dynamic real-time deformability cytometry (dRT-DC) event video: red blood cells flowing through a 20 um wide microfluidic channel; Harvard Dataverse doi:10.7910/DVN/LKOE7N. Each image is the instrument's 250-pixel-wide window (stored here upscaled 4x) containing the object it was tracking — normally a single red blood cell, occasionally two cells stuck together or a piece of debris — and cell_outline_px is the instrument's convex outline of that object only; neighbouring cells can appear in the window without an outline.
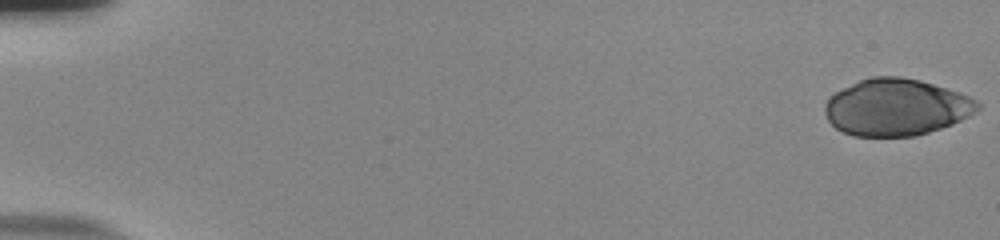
{"species": "human", "species_latin": "Homo sapiens", "temperature_condition": "room temperature", "stored_images_in_passage": 56, "camera_frame_rate_fps": 3000, "um_per_image_px": 0.085, "donor": {"sex": "male"}, "frame": {"image": 1, "passage_image": 1, "time_ms": 0.0, "image_size_px": [1000, 240], "cell_outline_px": [[980, 104], [972, 112], [960, 120], [952, 124], [916, 136], [852, 136], [836, 128], [828, 120], [824, 108], [828, 100], [836, 92], [860, 80], [872, 76], [900, 76], [920, 80], [968, 96]], "centroid_in_image_um": [76.13, 9.12], "position_along_channel_um": 8.9, "area_um2": 49.71}}
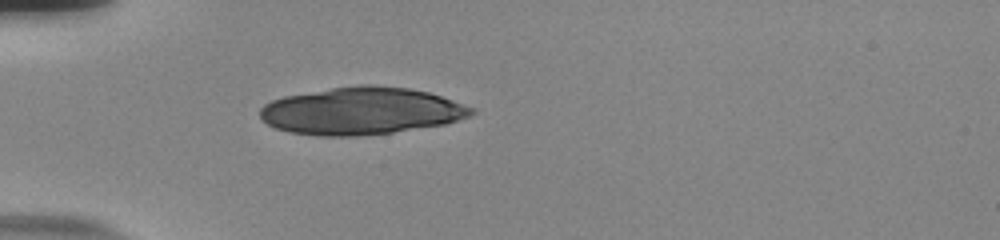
{"frame": {"image": 2, "passage_image": 18, "time_ms": 5.667, "image_size_px": [1000, 240], "cell_outline_px": [[476, 112], [468, 116], [444, 124], [392, 132], [352, 136], [320, 136], [288, 132], [276, 128], [268, 124], [260, 116], [260, 108], [264, 104], [272, 100], [284, 96], [332, 88], [360, 84], [408, 88], [428, 92], [476, 108]], "centroid_in_image_um": [30.69, 9.43], "position_along_channel_um": 54.3, "area_um2": 57.86}}
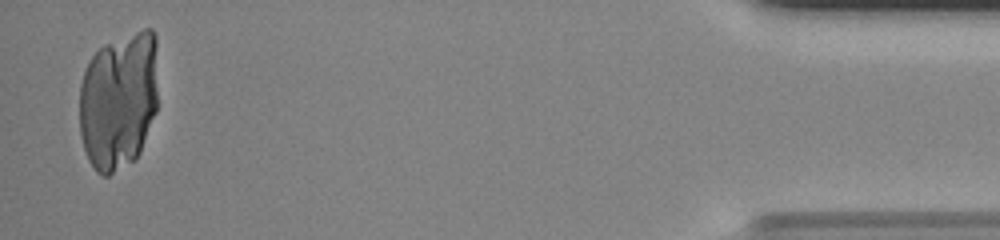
{"frame": {"image": 3, "passage_image": 55, "time_ms": 18.0, "image_size_px": [1000, 240], "cell_outline_px": [[156, 112], [140, 152], [136, 160], [108, 176], [104, 176], [96, 172], [88, 160], [84, 148], [80, 132], [80, 84], [84, 72], [92, 56], [104, 44], [144, 28], [152, 28], [156, 36]], "centroid_in_image_um": [10.09, 8.57], "position_along_channel_um": 425.1, "area_um2": 63.75}}